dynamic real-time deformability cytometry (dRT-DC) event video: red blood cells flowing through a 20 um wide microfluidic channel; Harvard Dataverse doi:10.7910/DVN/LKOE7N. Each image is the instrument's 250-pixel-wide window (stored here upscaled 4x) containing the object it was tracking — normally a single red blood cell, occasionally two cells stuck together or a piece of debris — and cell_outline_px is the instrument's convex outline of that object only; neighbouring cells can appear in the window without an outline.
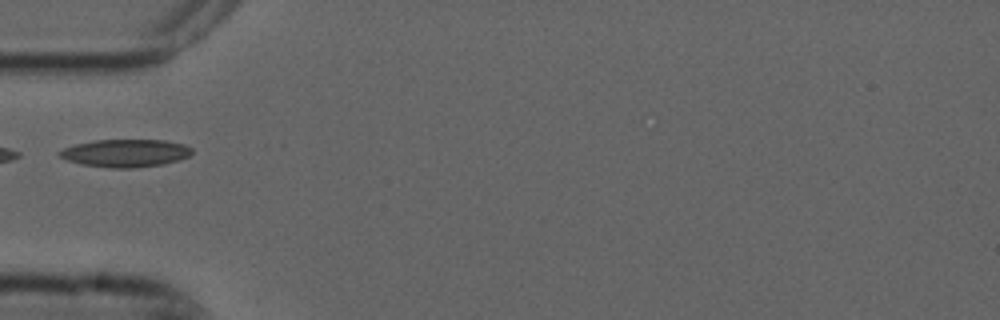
{"species": "common noctule bat (a hibernating species)", "species_latin": "Nyctalus noctula", "temperature_condition": "cold", "stored_images_in_passage": 1, "camera_frame_rate_fps": 3000, "um_per_image_px": 0.085, "animal": {"sex": "male", "forearm_length_mm": 52.5}, "frame": {"image": 1, "passage_image": 1, "time_ms": 0.0, "image_size_px": [1000, 320], "cell_outline_px": [[192, 152], [188, 156], [164, 164], [132, 168], [112, 168], [80, 164], [68, 160], [60, 156], [56, 152], [64, 148], [76, 144], [96, 140], [164, 140], [184, 144], [192, 148]], "centroid_in_image_um": [10.65, 13.01], "position_along_channel_um": 74.3, "area_um2": 21.27}}